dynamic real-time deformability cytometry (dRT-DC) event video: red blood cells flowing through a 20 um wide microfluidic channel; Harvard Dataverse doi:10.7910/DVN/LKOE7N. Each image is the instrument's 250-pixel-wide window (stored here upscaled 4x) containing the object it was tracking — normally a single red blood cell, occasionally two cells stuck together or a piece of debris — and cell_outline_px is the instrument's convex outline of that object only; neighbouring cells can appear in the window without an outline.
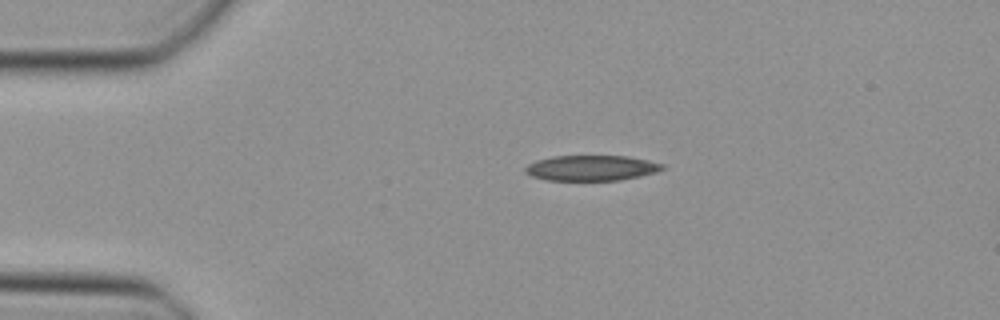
{"species": "Egyptian fruit bat (a non-hibernating species)", "species_latin": "Rousettus aegyptiacus", "temperature_condition": "cold", "stored_images_in_passage": 34, "camera_frame_rate_fps": 3000, "um_per_image_px": 0.085, "animal": {"sex": "female"}, "frame": {"image": 1, "passage_image": 1, "time_ms": 0.0, "image_size_px": [1000, 320], "cell_outline_px": [[664, 168], [656, 172], [640, 176], [620, 180], [548, 180], [532, 176], [524, 172], [524, 168], [528, 164], [536, 160], [552, 156], [628, 156], [648, 160], [664, 164]], "centroid_in_image_um": [50.26, 14.27], "position_along_channel_um": 34.7, "area_um2": 20.29}}
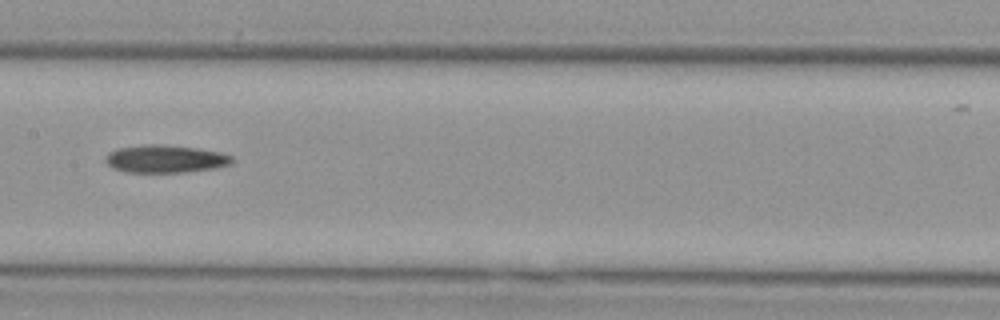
{"frame": {"image": 2, "passage_image": 15, "time_ms": 4.667, "image_size_px": [1000, 320], "cell_outline_px": [[236, 160], [232, 164], [216, 168], [184, 172], [128, 172], [112, 168], [104, 160], [104, 156], [108, 152], [120, 148], [148, 144], [156, 144], [196, 148], [220, 152], [232, 156]], "centroid_in_image_um": [14.07, 13.51], "position_along_channel_um": 193.3, "area_um2": 20.46}}
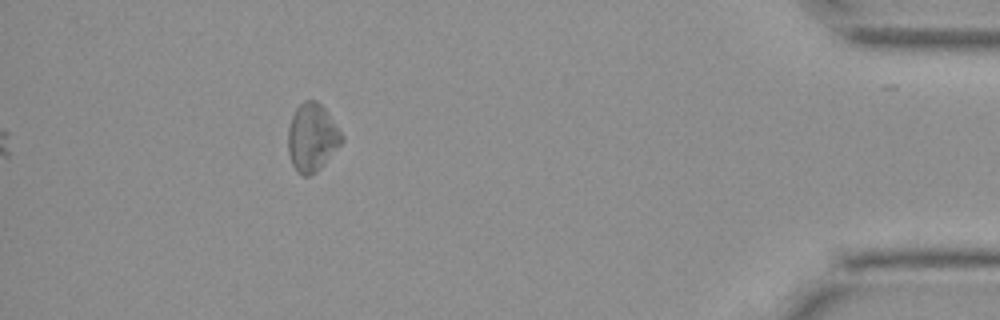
{"frame": {"image": 3, "passage_image": 34, "time_ms": 11.0, "image_size_px": [1000, 320], "cell_outline_px": [[344, 140], [324, 164], [316, 172], [308, 176], [304, 176], [296, 172], [292, 164], [288, 152], [288, 128], [292, 116], [296, 108], [304, 100], [316, 100], [324, 108], [344, 136]], "centroid_in_image_um": [26.52, 11.7], "position_along_channel_um": 408.7, "area_um2": 21.21}}